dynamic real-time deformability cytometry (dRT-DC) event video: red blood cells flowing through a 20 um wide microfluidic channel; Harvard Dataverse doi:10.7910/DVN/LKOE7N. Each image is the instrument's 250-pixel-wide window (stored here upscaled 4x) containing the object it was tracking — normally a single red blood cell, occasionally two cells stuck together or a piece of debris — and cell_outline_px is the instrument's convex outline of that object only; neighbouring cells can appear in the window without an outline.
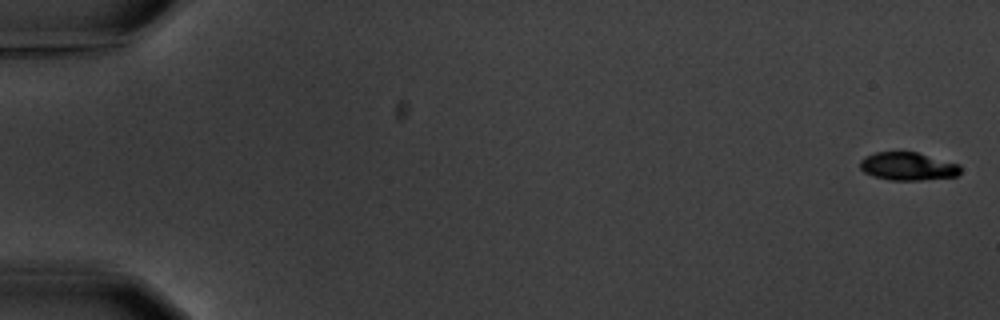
{"species": "common noctule bat (a hibernating species)", "species_latin": "Nyctalus noctula", "temperature_condition": "warm", "stored_images_in_passage": 5, "camera_frame_rate_fps": 3000, "um_per_image_px": 0.085, "animal": {"sex": "male", "body_mass_g": 20.1, "forearm_length_mm": 53.5}, "frame": {"image": 1, "passage_image": 1, "time_ms": 0.0, "image_size_px": [1000, 320], "cell_outline_px": [[960, 172], [956, 176], [920, 180], [888, 180], [872, 176], [864, 172], [860, 168], [860, 160], [864, 156], [876, 152], [916, 152], [960, 164]], "centroid_in_image_um": [77.13, 14.14], "position_along_channel_um": 7.9, "area_um2": 16.42}}
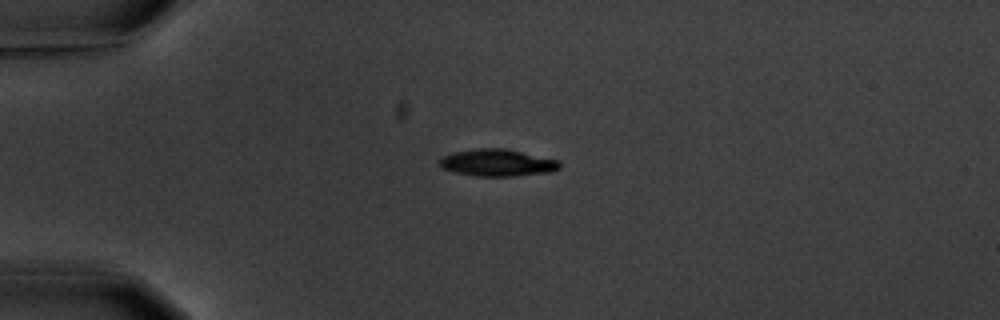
{"frame": {"image": 2, "passage_image": 5, "time_ms": 4.667, "image_size_px": [1000, 320], "cell_outline_px": [[560, 168], [552, 172], [512, 176], [476, 176], [456, 172], [440, 168], [440, 160], [444, 156], [452, 152], [476, 148], [504, 148], [560, 160]], "centroid_in_image_um": [42.29, 13.83], "position_along_channel_um": 42.7, "area_um2": 18.96}}